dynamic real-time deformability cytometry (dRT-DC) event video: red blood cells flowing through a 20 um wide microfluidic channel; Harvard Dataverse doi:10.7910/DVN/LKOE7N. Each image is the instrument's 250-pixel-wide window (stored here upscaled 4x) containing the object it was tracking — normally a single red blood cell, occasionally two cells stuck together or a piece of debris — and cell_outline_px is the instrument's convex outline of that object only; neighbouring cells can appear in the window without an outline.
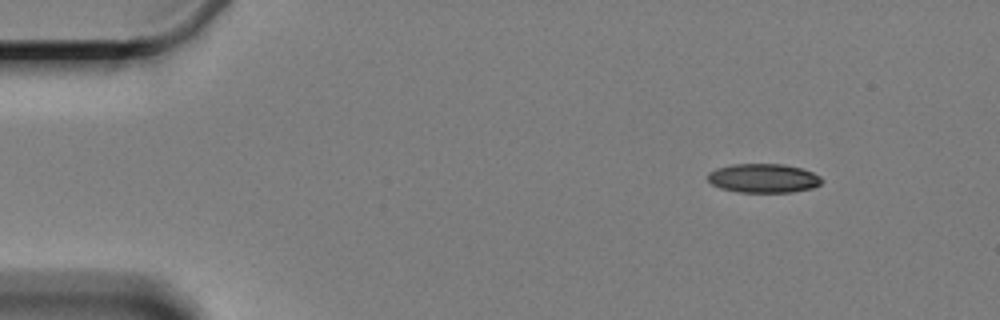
{"species": "Egyptian fruit bat (a non-hibernating species)", "species_latin": "Rousettus aegyptiacus", "temperature_condition": "cold", "stored_images_in_passage": 5, "camera_frame_rate_fps": 3000, "um_per_image_px": 0.085, "animal": {"sex": "female"}, "frame": {"image": 1, "passage_image": 1, "time_ms": 0.0, "image_size_px": [1000, 320], "cell_outline_px": [[824, 180], [820, 184], [812, 188], [792, 192], [736, 192], [720, 188], [712, 184], [708, 180], [708, 172], [716, 168], [732, 164], [784, 164], [800, 168], [812, 172], [820, 176]], "centroid_in_image_um": [64.88, 15.15], "position_along_channel_um": 20.1, "area_um2": 19.36}}
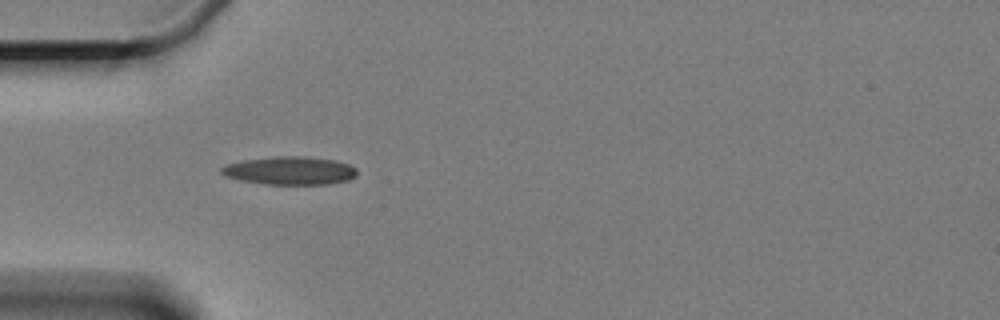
{"frame": {"image": 2, "passage_image": 4, "time_ms": 3.667, "image_size_px": [1000, 320], "cell_outline_px": [[356, 176], [348, 180], [328, 184], [264, 184], [240, 180], [224, 176], [220, 172], [220, 168], [224, 164], [240, 160], [276, 156], [304, 156], [336, 160], [348, 164], [356, 168]], "centroid_in_image_um": [24.59, 14.49], "position_along_channel_um": 60.4, "area_um2": 22.48}}
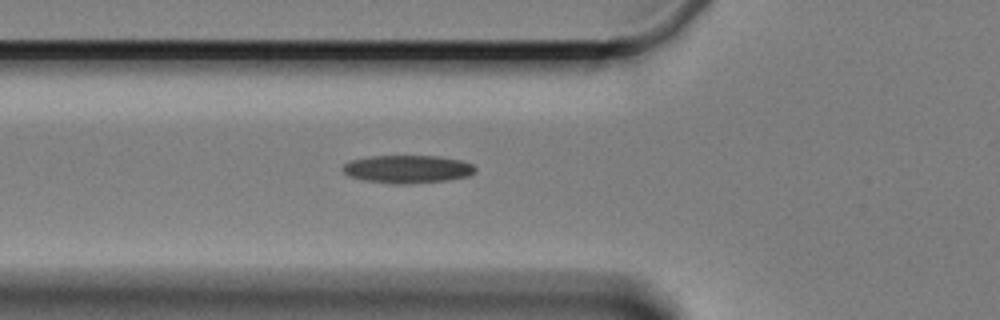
{"frame": {"image": 3, "passage_image": 5, "time_ms": 4.667, "image_size_px": [1000, 320], "cell_outline_px": [[476, 172], [468, 176], [448, 180], [404, 184], [396, 184], [364, 180], [348, 176], [340, 168], [344, 164], [352, 160], [368, 156], [440, 156], [460, 160], [472, 164], [476, 168]], "centroid_in_image_um": [34.63, 14.37], "position_along_channel_um": 91.2, "area_um2": 21.62}}